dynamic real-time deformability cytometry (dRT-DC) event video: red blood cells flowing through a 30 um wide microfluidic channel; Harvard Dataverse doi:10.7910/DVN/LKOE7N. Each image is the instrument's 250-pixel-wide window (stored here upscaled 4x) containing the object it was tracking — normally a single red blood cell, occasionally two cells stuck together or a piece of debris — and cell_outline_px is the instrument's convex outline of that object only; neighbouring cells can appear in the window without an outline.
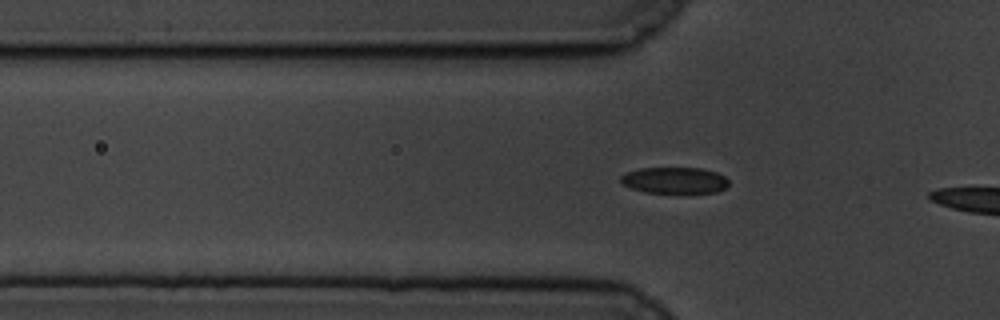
{"species": "common noctule bat (a hibernating species)", "species_latin": "Nyctalus noctula", "temperature_condition": "cold", "stored_images_in_passage": 9, "camera_frame_rate_fps": 3000, "um_per_image_px": 0.085, "animal": {"sex": "male", "body_mass_g": 19.5, "forearm_length_mm": 54.6}, "frame": {"image": 1, "passage_image": 6, "time_ms": 1.667, "image_size_px": [1000, 320], "cell_outline_px": [[728, 184], [724, 188], [716, 192], [688, 196], [644, 192], [632, 188], [624, 184], [620, 180], [620, 176], [628, 172], [640, 168], [700, 168], [716, 172], [724, 176], [728, 180]], "centroid_in_image_um": [57.38, 15.38], "position_along_channel_um": 68.4, "area_um2": 17.28}}